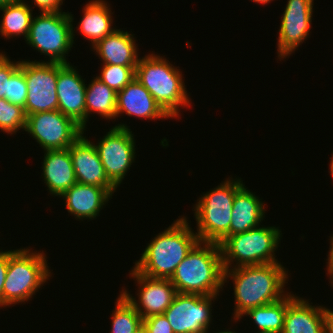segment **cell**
<instances>
[{
    "mask_svg": "<svg viewBox=\"0 0 333 333\" xmlns=\"http://www.w3.org/2000/svg\"><path fill=\"white\" fill-rule=\"evenodd\" d=\"M285 269L281 262L224 269L223 285L231 278L234 286L235 322L248 310L274 303L289 293L284 291L290 275Z\"/></svg>",
    "mask_w": 333,
    "mask_h": 333,
    "instance_id": "obj_1",
    "label": "cell"
},
{
    "mask_svg": "<svg viewBox=\"0 0 333 333\" xmlns=\"http://www.w3.org/2000/svg\"><path fill=\"white\" fill-rule=\"evenodd\" d=\"M189 224L186 216L174 220L148 243L133 268L147 277L170 279L176 267L200 241Z\"/></svg>",
    "mask_w": 333,
    "mask_h": 333,
    "instance_id": "obj_2",
    "label": "cell"
},
{
    "mask_svg": "<svg viewBox=\"0 0 333 333\" xmlns=\"http://www.w3.org/2000/svg\"><path fill=\"white\" fill-rule=\"evenodd\" d=\"M223 275L220 245L199 241L169 280L177 293L219 296L224 286Z\"/></svg>",
    "mask_w": 333,
    "mask_h": 333,
    "instance_id": "obj_3",
    "label": "cell"
},
{
    "mask_svg": "<svg viewBox=\"0 0 333 333\" xmlns=\"http://www.w3.org/2000/svg\"><path fill=\"white\" fill-rule=\"evenodd\" d=\"M135 78L150 92L161 108L172 118H179V108L191 107L181 69L159 54L140 57Z\"/></svg>",
    "mask_w": 333,
    "mask_h": 333,
    "instance_id": "obj_4",
    "label": "cell"
},
{
    "mask_svg": "<svg viewBox=\"0 0 333 333\" xmlns=\"http://www.w3.org/2000/svg\"><path fill=\"white\" fill-rule=\"evenodd\" d=\"M243 185V180L231 176L209 192L202 193L192 208L197 223L195 233L200 241L220 244L230 236L233 202Z\"/></svg>",
    "mask_w": 333,
    "mask_h": 333,
    "instance_id": "obj_5",
    "label": "cell"
},
{
    "mask_svg": "<svg viewBox=\"0 0 333 333\" xmlns=\"http://www.w3.org/2000/svg\"><path fill=\"white\" fill-rule=\"evenodd\" d=\"M46 253L29 248L9 250L8 269L3 287V307L29 301L52 277Z\"/></svg>",
    "mask_w": 333,
    "mask_h": 333,
    "instance_id": "obj_6",
    "label": "cell"
},
{
    "mask_svg": "<svg viewBox=\"0 0 333 333\" xmlns=\"http://www.w3.org/2000/svg\"><path fill=\"white\" fill-rule=\"evenodd\" d=\"M262 226L228 236L219 244L223 269L279 262L275 252L282 231L279 227Z\"/></svg>",
    "mask_w": 333,
    "mask_h": 333,
    "instance_id": "obj_7",
    "label": "cell"
},
{
    "mask_svg": "<svg viewBox=\"0 0 333 333\" xmlns=\"http://www.w3.org/2000/svg\"><path fill=\"white\" fill-rule=\"evenodd\" d=\"M39 13L32 17L26 43L41 55L49 56L48 62L69 64L66 54L75 43L76 33L73 14L64 11Z\"/></svg>",
    "mask_w": 333,
    "mask_h": 333,
    "instance_id": "obj_8",
    "label": "cell"
},
{
    "mask_svg": "<svg viewBox=\"0 0 333 333\" xmlns=\"http://www.w3.org/2000/svg\"><path fill=\"white\" fill-rule=\"evenodd\" d=\"M109 181L120 187L135 162L134 134L124 123L113 126L98 143H94Z\"/></svg>",
    "mask_w": 333,
    "mask_h": 333,
    "instance_id": "obj_9",
    "label": "cell"
},
{
    "mask_svg": "<svg viewBox=\"0 0 333 333\" xmlns=\"http://www.w3.org/2000/svg\"><path fill=\"white\" fill-rule=\"evenodd\" d=\"M44 150L67 149L84 129L59 110L33 113L26 116L25 130Z\"/></svg>",
    "mask_w": 333,
    "mask_h": 333,
    "instance_id": "obj_10",
    "label": "cell"
},
{
    "mask_svg": "<svg viewBox=\"0 0 333 333\" xmlns=\"http://www.w3.org/2000/svg\"><path fill=\"white\" fill-rule=\"evenodd\" d=\"M20 69L24 72L28 89L24 108L26 116L58 110V63L24 59Z\"/></svg>",
    "mask_w": 333,
    "mask_h": 333,
    "instance_id": "obj_11",
    "label": "cell"
},
{
    "mask_svg": "<svg viewBox=\"0 0 333 333\" xmlns=\"http://www.w3.org/2000/svg\"><path fill=\"white\" fill-rule=\"evenodd\" d=\"M216 299L217 295L177 293L163 314L174 333H209Z\"/></svg>",
    "mask_w": 333,
    "mask_h": 333,
    "instance_id": "obj_12",
    "label": "cell"
},
{
    "mask_svg": "<svg viewBox=\"0 0 333 333\" xmlns=\"http://www.w3.org/2000/svg\"><path fill=\"white\" fill-rule=\"evenodd\" d=\"M314 0H287L277 41L278 59L289 58L311 33Z\"/></svg>",
    "mask_w": 333,
    "mask_h": 333,
    "instance_id": "obj_13",
    "label": "cell"
},
{
    "mask_svg": "<svg viewBox=\"0 0 333 333\" xmlns=\"http://www.w3.org/2000/svg\"><path fill=\"white\" fill-rule=\"evenodd\" d=\"M140 286L137 290L138 300L125 288L120 293L135 307L142 319L163 314L172 304L177 291L169 279L147 277L134 268L129 272Z\"/></svg>",
    "mask_w": 333,
    "mask_h": 333,
    "instance_id": "obj_14",
    "label": "cell"
},
{
    "mask_svg": "<svg viewBox=\"0 0 333 333\" xmlns=\"http://www.w3.org/2000/svg\"><path fill=\"white\" fill-rule=\"evenodd\" d=\"M72 64L58 63L57 97L58 110L73 119L86 132V85L85 79Z\"/></svg>",
    "mask_w": 333,
    "mask_h": 333,
    "instance_id": "obj_15",
    "label": "cell"
},
{
    "mask_svg": "<svg viewBox=\"0 0 333 333\" xmlns=\"http://www.w3.org/2000/svg\"><path fill=\"white\" fill-rule=\"evenodd\" d=\"M68 149L78 183L105 188L111 195L116 192L117 188L106 176L94 142L84 133Z\"/></svg>",
    "mask_w": 333,
    "mask_h": 333,
    "instance_id": "obj_16",
    "label": "cell"
},
{
    "mask_svg": "<svg viewBox=\"0 0 333 333\" xmlns=\"http://www.w3.org/2000/svg\"><path fill=\"white\" fill-rule=\"evenodd\" d=\"M312 304L289 292L282 333H327L328 308Z\"/></svg>",
    "mask_w": 333,
    "mask_h": 333,
    "instance_id": "obj_17",
    "label": "cell"
},
{
    "mask_svg": "<svg viewBox=\"0 0 333 333\" xmlns=\"http://www.w3.org/2000/svg\"><path fill=\"white\" fill-rule=\"evenodd\" d=\"M124 113L142 120L171 118L136 78L117 93L116 118Z\"/></svg>",
    "mask_w": 333,
    "mask_h": 333,
    "instance_id": "obj_18",
    "label": "cell"
},
{
    "mask_svg": "<svg viewBox=\"0 0 333 333\" xmlns=\"http://www.w3.org/2000/svg\"><path fill=\"white\" fill-rule=\"evenodd\" d=\"M60 198L64 199L68 213L83 221L96 219L112 195L105 188L76 182Z\"/></svg>",
    "mask_w": 333,
    "mask_h": 333,
    "instance_id": "obj_19",
    "label": "cell"
},
{
    "mask_svg": "<svg viewBox=\"0 0 333 333\" xmlns=\"http://www.w3.org/2000/svg\"><path fill=\"white\" fill-rule=\"evenodd\" d=\"M43 182L51 196L58 198L77 181L69 149L44 151Z\"/></svg>",
    "mask_w": 333,
    "mask_h": 333,
    "instance_id": "obj_20",
    "label": "cell"
},
{
    "mask_svg": "<svg viewBox=\"0 0 333 333\" xmlns=\"http://www.w3.org/2000/svg\"><path fill=\"white\" fill-rule=\"evenodd\" d=\"M135 41L130 32L115 29L91 49L103 62L102 64L137 66L140 55Z\"/></svg>",
    "mask_w": 333,
    "mask_h": 333,
    "instance_id": "obj_21",
    "label": "cell"
},
{
    "mask_svg": "<svg viewBox=\"0 0 333 333\" xmlns=\"http://www.w3.org/2000/svg\"><path fill=\"white\" fill-rule=\"evenodd\" d=\"M263 202L247 189L245 184L236 192L232 206L230 236L261 225L266 211Z\"/></svg>",
    "mask_w": 333,
    "mask_h": 333,
    "instance_id": "obj_22",
    "label": "cell"
},
{
    "mask_svg": "<svg viewBox=\"0 0 333 333\" xmlns=\"http://www.w3.org/2000/svg\"><path fill=\"white\" fill-rule=\"evenodd\" d=\"M105 0H91L82 10L78 28L80 34L94 47L100 40L111 34L116 28L113 24V12ZM113 26V27H112Z\"/></svg>",
    "mask_w": 333,
    "mask_h": 333,
    "instance_id": "obj_23",
    "label": "cell"
},
{
    "mask_svg": "<svg viewBox=\"0 0 333 333\" xmlns=\"http://www.w3.org/2000/svg\"><path fill=\"white\" fill-rule=\"evenodd\" d=\"M2 11V20L0 19V35L6 39L11 37L23 36L27 39L32 17L33 9L31 5L24 0H17L5 6H0Z\"/></svg>",
    "mask_w": 333,
    "mask_h": 333,
    "instance_id": "obj_24",
    "label": "cell"
},
{
    "mask_svg": "<svg viewBox=\"0 0 333 333\" xmlns=\"http://www.w3.org/2000/svg\"><path fill=\"white\" fill-rule=\"evenodd\" d=\"M86 124L90 114H97L102 119L116 120L117 92L94 77L86 86Z\"/></svg>",
    "mask_w": 333,
    "mask_h": 333,
    "instance_id": "obj_25",
    "label": "cell"
},
{
    "mask_svg": "<svg viewBox=\"0 0 333 333\" xmlns=\"http://www.w3.org/2000/svg\"><path fill=\"white\" fill-rule=\"evenodd\" d=\"M287 309V295L274 303L248 310L244 316H249L256 329V333H282Z\"/></svg>",
    "mask_w": 333,
    "mask_h": 333,
    "instance_id": "obj_26",
    "label": "cell"
},
{
    "mask_svg": "<svg viewBox=\"0 0 333 333\" xmlns=\"http://www.w3.org/2000/svg\"><path fill=\"white\" fill-rule=\"evenodd\" d=\"M109 333H135L142 325L143 319L135 307L120 293L112 311Z\"/></svg>",
    "mask_w": 333,
    "mask_h": 333,
    "instance_id": "obj_27",
    "label": "cell"
},
{
    "mask_svg": "<svg viewBox=\"0 0 333 333\" xmlns=\"http://www.w3.org/2000/svg\"><path fill=\"white\" fill-rule=\"evenodd\" d=\"M135 68L136 66L103 64L100 67L101 74L96 78L118 93L135 78Z\"/></svg>",
    "mask_w": 333,
    "mask_h": 333,
    "instance_id": "obj_28",
    "label": "cell"
},
{
    "mask_svg": "<svg viewBox=\"0 0 333 333\" xmlns=\"http://www.w3.org/2000/svg\"><path fill=\"white\" fill-rule=\"evenodd\" d=\"M26 114L24 108L0 99V130L13 135L19 130H25Z\"/></svg>",
    "mask_w": 333,
    "mask_h": 333,
    "instance_id": "obj_29",
    "label": "cell"
},
{
    "mask_svg": "<svg viewBox=\"0 0 333 333\" xmlns=\"http://www.w3.org/2000/svg\"><path fill=\"white\" fill-rule=\"evenodd\" d=\"M28 89L24 72L19 68L8 80V101L25 108Z\"/></svg>",
    "mask_w": 333,
    "mask_h": 333,
    "instance_id": "obj_30",
    "label": "cell"
},
{
    "mask_svg": "<svg viewBox=\"0 0 333 333\" xmlns=\"http://www.w3.org/2000/svg\"><path fill=\"white\" fill-rule=\"evenodd\" d=\"M0 52V99L5 98L8 101V80L20 68V61H11V59Z\"/></svg>",
    "mask_w": 333,
    "mask_h": 333,
    "instance_id": "obj_31",
    "label": "cell"
},
{
    "mask_svg": "<svg viewBox=\"0 0 333 333\" xmlns=\"http://www.w3.org/2000/svg\"><path fill=\"white\" fill-rule=\"evenodd\" d=\"M142 324L146 327L148 333H174L164 314L145 318Z\"/></svg>",
    "mask_w": 333,
    "mask_h": 333,
    "instance_id": "obj_32",
    "label": "cell"
},
{
    "mask_svg": "<svg viewBox=\"0 0 333 333\" xmlns=\"http://www.w3.org/2000/svg\"><path fill=\"white\" fill-rule=\"evenodd\" d=\"M9 251L0 250V307H3V287L8 269Z\"/></svg>",
    "mask_w": 333,
    "mask_h": 333,
    "instance_id": "obj_33",
    "label": "cell"
},
{
    "mask_svg": "<svg viewBox=\"0 0 333 333\" xmlns=\"http://www.w3.org/2000/svg\"><path fill=\"white\" fill-rule=\"evenodd\" d=\"M64 0H33L34 7H38L41 12H59Z\"/></svg>",
    "mask_w": 333,
    "mask_h": 333,
    "instance_id": "obj_34",
    "label": "cell"
},
{
    "mask_svg": "<svg viewBox=\"0 0 333 333\" xmlns=\"http://www.w3.org/2000/svg\"><path fill=\"white\" fill-rule=\"evenodd\" d=\"M330 250L328 251L329 253H327L328 254V256H327V261L328 262H326V270H327V273L326 274H328V276H329V278L331 279L332 277H333V234H332V236H330Z\"/></svg>",
    "mask_w": 333,
    "mask_h": 333,
    "instance_id": "obj_35",
    "label": "cell"
},
{
    "mask_svg": "<svg viewBox=\"0 0 333 333\" xmlns=\"http://www.w3.org/2000/svg\"><path fill=\"white\" fill-rule=\"evenodd\" d=\"M327 333H333V310L327 311Z\"/></svg>",
    "mask_w": 333,
    "mask_h": 333,
    "instance_id": "obj_36",
    "label": "cell"
},
{
    "mask_svg": "<svg viewBox=\"0 0 333 333\" xmlns=\"http://www.w3.org/2000/svg\"><path fill=\"white\" fill-rule=\"evenodd\" d=\"M135 333H148L146 327L142 324L136 331Z\"/></svg>",
    "mask_w": 333,
    "mask_h": 333,
    "instance_id": "obj_37",
    "label": "cell"
},
{
    "mask_svg": "<svg viewBox=\"0 0 333 333\" xmlns=\"http://www.w3.org/2000/svg\"><path fill=\"white\" fill-rule=\"evenodd\" d=\"M253 1L254 3H259V4H262V5H265L267 3H270L271 1H274V0H251Z\"/></svg>",
    "mask_w": 333,
    "mask_h": 333,
    "instance_id": "obj_38",
    "label": "cell"
},
{
    "mask_svg": "<svg viewBox=\"0 0 333 333\" xmlns=\"http://www.w3.org/2000/svg\"><path fill=\"white\" fill-rule=\"evenodd\" d=\"M17 0H0V6H5L9 3L15 2Z\"/></svg>",
    "mask_w": 333,
    "mask_h": 333,
    "instance_id": "obj_39",
    "label": "cell"
},
{
    "mask_svg": "<svg viewBox=\"0 0 333 333\" xmlns=\"http://www.w3.org/2000/svg\"><path fill=\"white\" fill-rule=\"evenodd\" d=\"M331 158L332 159L330 161V168H329L330 172L329 173H331V176H332V179H333V152H332V157Z\"/></svg>",
    "mask_w": 333,
    "mask_h": 333,
    "instance_id": "obj_40",
    "label": "cell"
},
{
    "mask_svg": "<svg viewBox=\"0 0 333 333\" xmlns=\"http://www.w3.org/2000/svg\"><path fill=\"white\" fill-rule=\"evenodd\" d=\"M216 333H236L235 331H232V330H229V329H227V330H218V332H216Z\"/></svg>",
    "mask_w": 333,
    "mask_h": 333,
    "instance_id": "obj_41",
    "label": "cell"
},
{
    "mask_svg": "<svg viewBox=\"0 0 333 333\" xmlns=\"http://www.w3.org/2000/svg\"><path fill=\"white\" fill-rule=\"evenodd\" d=\"M331 287H333V277L330 279Z\"/></svg>",
    "mask_w": 333,
    "mask_h": 333,
    "instance_id": "obj_42",
    "label": "cell"
}]
</instances>
